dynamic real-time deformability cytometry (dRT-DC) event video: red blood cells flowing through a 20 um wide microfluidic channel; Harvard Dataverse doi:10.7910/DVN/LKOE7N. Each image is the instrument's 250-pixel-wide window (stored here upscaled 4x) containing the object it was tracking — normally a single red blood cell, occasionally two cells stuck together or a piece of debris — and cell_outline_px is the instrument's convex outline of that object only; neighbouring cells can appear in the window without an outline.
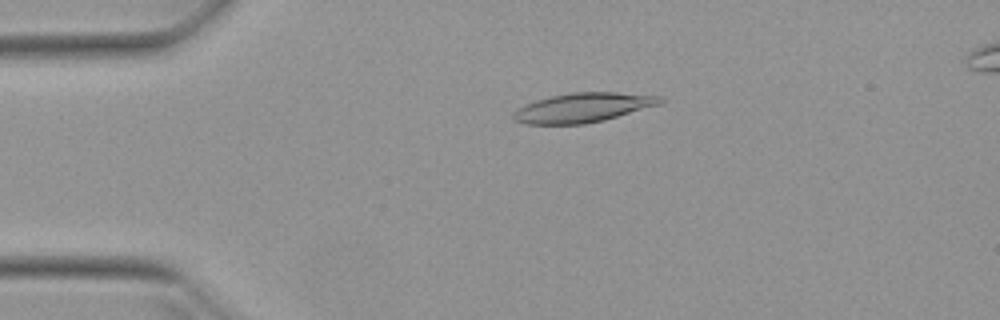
{"species": "Egyptian fruit bat (a non-hibernating species)", "species_latin": "Rousettus aegyptiacus", "temperature_condition": "warm", "stored_images_in_passage": 17, "camera_frame_rate_fps": 3000, "um_per_image_px": 0.085, "animal": {"sex": "female"}, "frame": {"image": 1, "passage_image": 10, "time_ms": 3.0, "image_size_px": [1000, 320], "cell_outline_px": [[664, 100], [660, 104], [604, 120], [584, 124], [528, 124], [512, 120], [512, 112], [536, 100], [552, 96], [572, 92], [616, 92], [660, 96]], "centroid_in_image_um": [49.55, 9.15], "position_along_channel_um": 35.5, "area_um2": 24.91}}
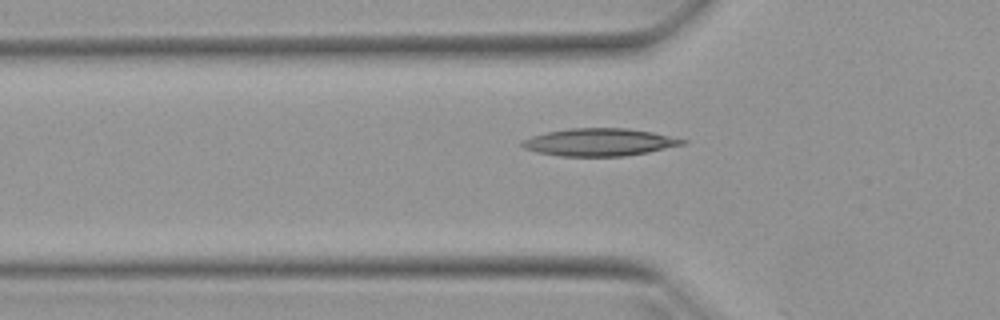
{"frame": {"image": 2, "passage_image": 16, "time_ms": 5.0, "image_size_px": [1000, 320], "cell_outline_px": [[688, 140], [684, 144], [648, 152], [624, 156], [560, 156], [536, 152], [524, 148], [520, 144], [524, 140], [532, 136], [548, 132], [568, 128], [628, 128], [652, 132]], "centroid_in_image_um": [50.95, 12.08], "position_along_channel_um": 74.9, "area_um2": 25.61}}